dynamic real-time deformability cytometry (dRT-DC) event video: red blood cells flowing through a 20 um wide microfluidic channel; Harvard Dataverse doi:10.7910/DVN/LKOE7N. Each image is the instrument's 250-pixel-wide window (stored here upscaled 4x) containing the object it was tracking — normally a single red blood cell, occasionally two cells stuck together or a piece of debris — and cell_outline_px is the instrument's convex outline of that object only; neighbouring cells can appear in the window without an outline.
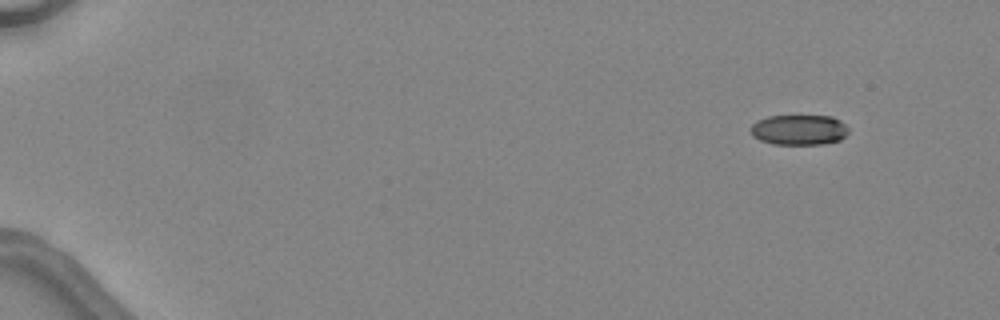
{"species": "common noctule bat (a hibernating species)", "species_latin": "Nyctalus noctula", "temperature_condition": "warm", "stored_images_in_passage": 5, "camera_frame_rate_fps": 3000, "um_per_image_px": 0.085, "animal": {"sex": "female", "body_mass_g": 24.6, "forearm_length_mm": 56.2}, "frame": {"image": 1, "passage_image": 1, "time_ms": 0.0, "image_size_px": [1000, 320], "cell_outline_px": [[848, 132], [840, 140], [824, 144], [772, 144], [760, 140], [752, 136], [752, 124], [756, 120], [768, 116], [832, 116], [840, 120], [848, 128]], "centroid_in_image_um": [67.92, 11.03], "position_along_channel_um": 17.1, "area_um2": 17.28}}
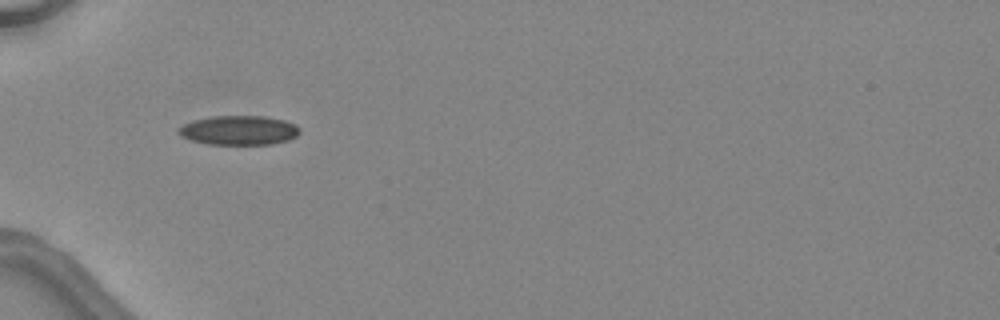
{"frame": {"image": 2, "passage_image": 4, "time_ms": 4.333, "image_size_px": [1000, 320], "cell_outline_px": [[300, 132], [296, 136], [288, 140], [272, 144], [208, 144], [192, 140], [180, 136], [176, 128], [192, 120], [212, 116], [264, 116], [284, 120], [296, 124], [300, 128]], "centroid_in_image_um": [20.3, 11.07], "position_along_channel_um": 64.7, "area_um2": 20.81}}